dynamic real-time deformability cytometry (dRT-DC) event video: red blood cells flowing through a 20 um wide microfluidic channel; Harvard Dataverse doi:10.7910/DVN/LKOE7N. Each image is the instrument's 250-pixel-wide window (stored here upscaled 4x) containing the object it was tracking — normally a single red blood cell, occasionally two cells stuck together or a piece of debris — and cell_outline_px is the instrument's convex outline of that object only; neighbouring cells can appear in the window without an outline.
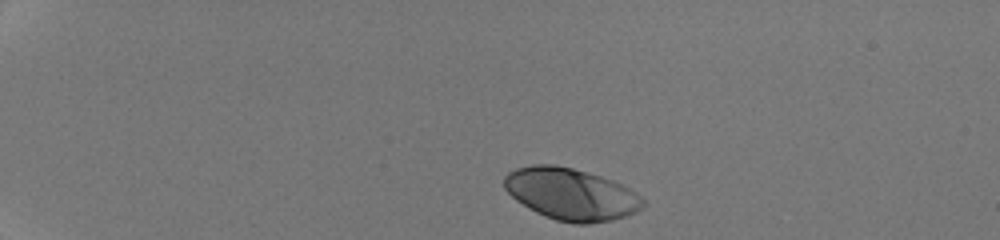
{"species": "human", "species_latin": "Homo sapiens", "temperature_condition": "room temperature", "stored_images_in_passage": 35, "camera_frame_rate_fps": 3000, "um_per_image_px": 0.085, "donor": {"sex": "male"}, "frame": {"image": 1, "passage_image": 1, "time_ms": 0.0, "image_size_px": [1000, 240], "cell_outline_px": [[648, 204], [644, 208], [636, 212], [612, 220], [588, 224], [572, 224], [556, 220], [544, 216], [528, 208], [516, 200], [504, 188], [504, 176], [508, 172], [516, 168], [532, 164], [556, 164], [588, 172], [612, 180], [636, 192]], "centroid_in_image_um": [48.54, 16.5], "position_along_channel_um": 36.5, "area_um2": 42.25}}
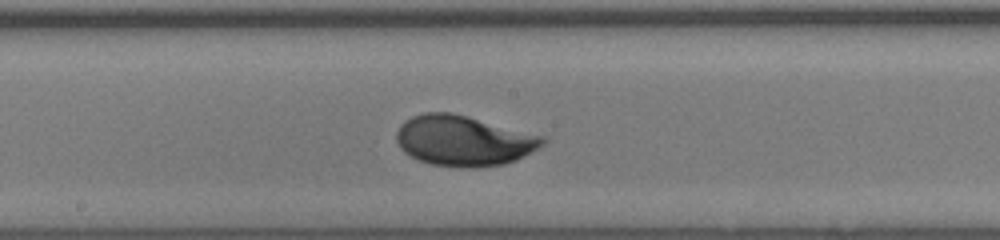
{"frame": {"image": 2, "passage_image": 20, "time_ms": 6.333, "image_size_px": [1000, 240], "cell_outline_px": [[548, 140], [544, 144], [524, 156], [516, 160], [504, 164], [476, 168], [460, 168], [432, 164], [420, 160], [404, 152], [400, 148], [396, 140], [396, 132], [400, 124], [404, 120], [412, 116], [424, 112], [452, 112], [548, 136]], "centroid_in_image_um": [39.44, 11.95], "position_along_channel_um": 208.8, "area_um2": 43.52}}
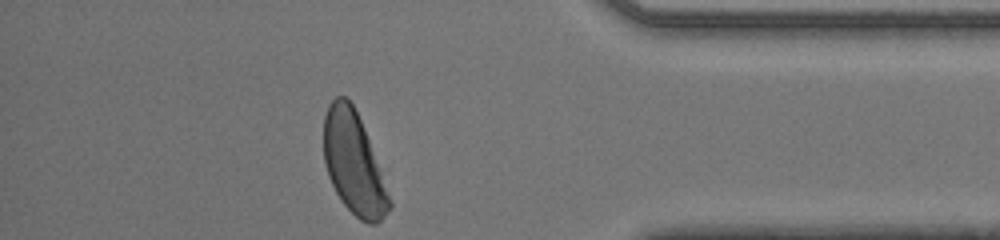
{"frame": {"image": 3, "passage_image": 35, "time_ms": 11.333, "image_size_px": [1000, 240], "cell_outline_px": [[392, 208], [376, 224], [368, 224], [360, 220], [340, 200], [328, 176], [324, 164], [324, 116], [328, 104], [336, 96], [344, 96], [352, 104], [360, 120], [368, 140], [392, 204]], "centroid_in_image_um": [30.03, 13.9], "position_along_channel_um": 405.2, "area_um2": 38.21}, "authors_computed_cell_mechanics": {"area_um2": 41.616, "velocity_mm_per_s": 4.2736, "shape_relaxation_time_tau1_ms": 2.2388, "shape_relaxation_time_tau2_ms": null, "deformation_change_tau1": 0.1455, "deformation_change_tau2": null}}